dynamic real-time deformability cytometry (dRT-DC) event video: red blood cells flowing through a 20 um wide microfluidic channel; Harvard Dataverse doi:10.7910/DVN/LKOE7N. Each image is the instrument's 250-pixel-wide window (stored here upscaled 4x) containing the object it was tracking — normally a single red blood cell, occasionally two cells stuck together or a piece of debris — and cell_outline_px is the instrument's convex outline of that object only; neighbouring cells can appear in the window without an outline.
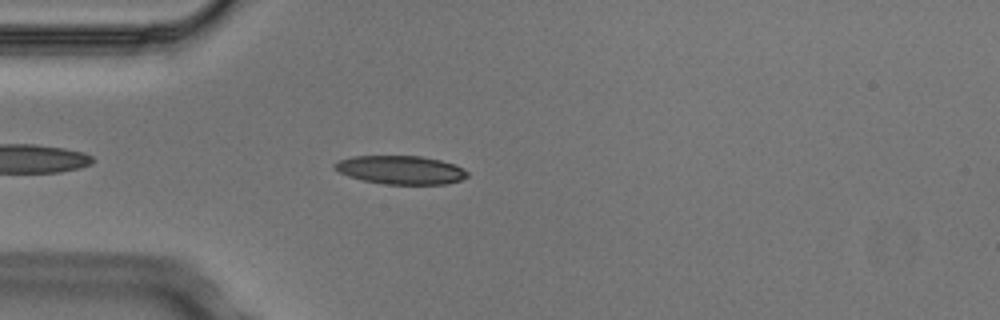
{"species": "Egyptian fruit bat (a non-hibernating species)", "species_latin": "Rousettus aegyptiacus", "temperature_condition": "cold", "stored_images_in_passage": 2, "camera_frame_rate_fps": 3000, "um_per_image_px": 0.085, "animal": {"sex": "male"}, "frame": {"image": 1, "passage_image": 2, "time_ms": 0.333, "image_size_px": [1000, 320], "cell_outline_px": [[468, 176], [460, 180], [448, 184], [384, 184], [364, 180], [348, 176], [340, 172], [332, 164], [340, 160], [352, 156], [420, 156], [440, 160], [452, 164], [468, 172]], "centroid_in_image_um": [34.05, 14.44], "position_along_channel_um": 50.9, "area_um2": 21.79}}